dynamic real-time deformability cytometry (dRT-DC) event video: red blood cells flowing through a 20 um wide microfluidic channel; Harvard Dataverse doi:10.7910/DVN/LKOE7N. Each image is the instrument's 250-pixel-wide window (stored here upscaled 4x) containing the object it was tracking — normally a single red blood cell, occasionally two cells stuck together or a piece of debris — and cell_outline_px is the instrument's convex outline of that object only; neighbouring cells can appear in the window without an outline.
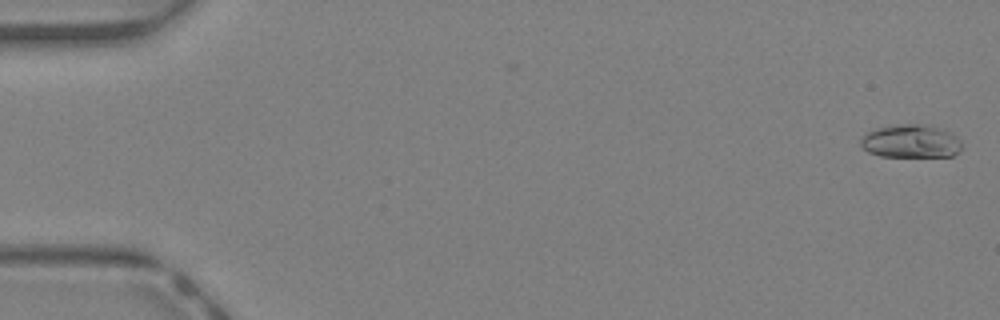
{"species": "Egyptian fruit bat (a non-hibernating species)", "species_latin": "Rousettus aegyptiacus", "temperature_condition": "warm", "stored_images_in_passage": 33, "camera_frame_rate_fps": 3000, "um_per_image_px": 0.085, "animal": {"sex": "female"}, "frame": {"image": 1, "passage_image": 1, "time_ms": 0.0, "image_size_px": [1000, 320], "cell_outline_px": [[960, 152], [952, 156], [880, 156], [868, 152], [860, 144], [860, 140], [868, 132], [876, 128], [900, 124], [924, 124], [944, 128], [956, 136], [960, 140]], "centroid_in_image_um": [77.44, 12.0], "position_along_channel_um": 7.6, "area_um2": 19.59}}
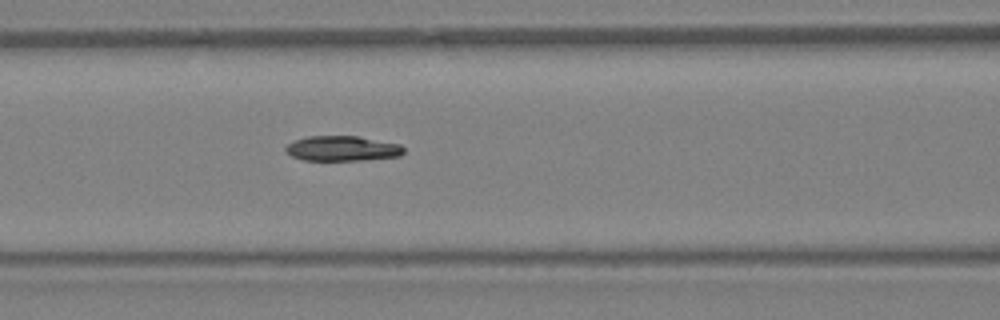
{"frame": {"image": 2, "passage_image": 19, "time_ms": 6.0, "image_size_px": [1000, 320], "cell_outline_px": [[404, 152], [400, 156], [360, 160], [304, 160], [292, 156], [284, 152], [284, 148], [288, 144], [296, 140], [308, 136], [360, 136], [400, 144], [404, 148]], "centroid_in_image_um": [29.09, 12.61], "position_along_channel_um": 137.5, "area_um2": 17.28}}
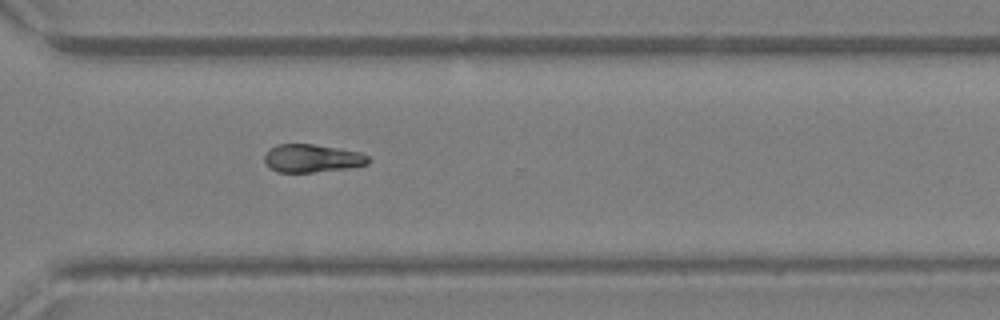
{"frame": {"image": 3, "passage_image": 32, "time_ms": 10.333, "image_size_px": [1000, 320], "cell_outline_px": [[368, 164], [348, 168], [312, 172], [276, 172], [268, 168], [264, 160], [264, 156], [276, 144], [312, 144], [360, 152], [368, 156]], "centroid_in_image_um": [26.49, 13.46], "position_along_channel_um": 344.1, "area_um2": 16.82}}